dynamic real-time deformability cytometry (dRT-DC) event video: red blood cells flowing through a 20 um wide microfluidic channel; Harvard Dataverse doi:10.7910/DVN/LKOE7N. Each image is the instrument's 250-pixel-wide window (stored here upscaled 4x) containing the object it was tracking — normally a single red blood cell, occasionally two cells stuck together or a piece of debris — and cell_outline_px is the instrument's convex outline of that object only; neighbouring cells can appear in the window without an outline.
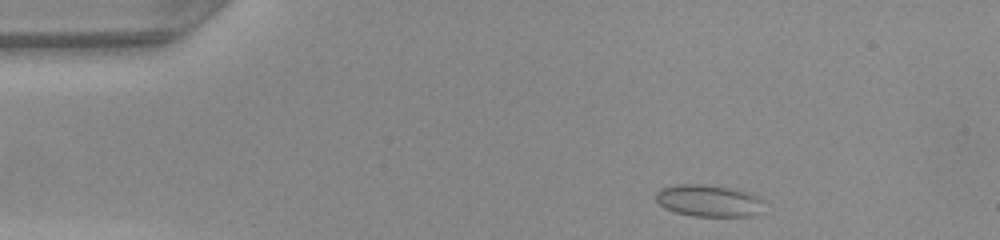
{"species": "common noctule bat (a hibernating species)", "species_latin": "Nyctalus noctula", "temperature_condition": "warm", "stored_images_in_passage": 43, "camera_frame_rate_fps": 3000, "um_per_image_px": 0.085, "animal": {"sex": "female", "body_mass_g": 22.0, "forearm_length_mm": 56.7}, "frame": {"image": 1, "passage_image": 2, "time_ms": 0.333, "image_size_px": [1000, 240], "cell_outline_px": [[764, 212], [752, 216], [692, 216], [676, 212], [664, 208], [656, 200], [656, 192], [660, 188], [676, 184], [700, 184], [732, 188], [756, 196], [764, 200]], "centroid_in_image_um": [60.26, 17.07], "position_along_channel_um": 24.7, "area_um2": 20.29}}
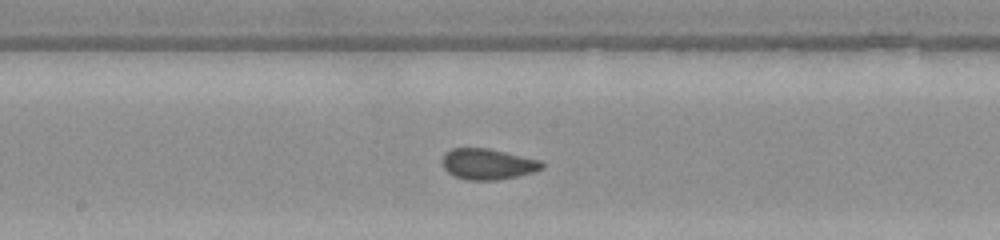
{"frame": {"image": 2, "passage_image": 20, "time_ms": 6.333, "image_size_px": [1000, 240], "cell_outline_px": [[544, 168], [532, 172], [516, 176], [496, 180], [468, 180], [456, 176], [448, 172], [444, 168], [440, 160], [444, 152], [452, 148], [488, 148], [540, 160], [544, 164]], "centroid_in_image_um": [41.42, 13.93], "position_along_channel_um": 206.8, "area_um2": 17.92}}
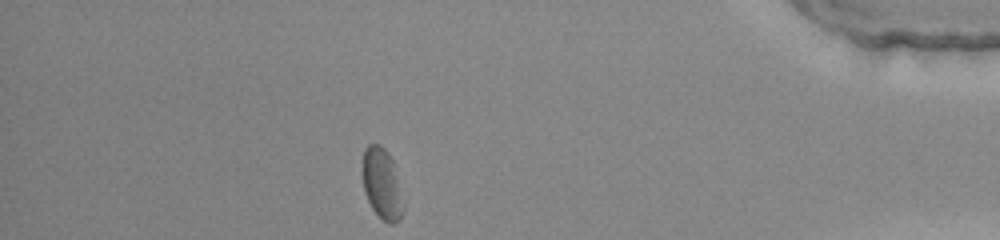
{"frame": {"image": 3, "passage_image": 37, "time_ms": 12.0, "image_size_px": [1000, 240], "cell_outline_px": [[404, 212], [400, 220], [392, 224], [388, 224], [372, 208], [364, 192], [364, 148], [368, 144], [380, 144], [384, 148], [392, 160], [404, 208]], "centroid_in_image_um": [32.48, 15.65], "position_along_channel_um": 402.7, "area_um2": 16.3}, "authors_computed_cell_mechanics": {"area_um2": 17.8602, "velocity_mm_per_s": 4.2213, "shape_relaxation_time_tau1_ms": 4.6662, "shape_relaxation_time_tau2_ms": 0.7928, "deformation_change_tau1": 0.0942, "deformation_change_tau2": 0.0405}}